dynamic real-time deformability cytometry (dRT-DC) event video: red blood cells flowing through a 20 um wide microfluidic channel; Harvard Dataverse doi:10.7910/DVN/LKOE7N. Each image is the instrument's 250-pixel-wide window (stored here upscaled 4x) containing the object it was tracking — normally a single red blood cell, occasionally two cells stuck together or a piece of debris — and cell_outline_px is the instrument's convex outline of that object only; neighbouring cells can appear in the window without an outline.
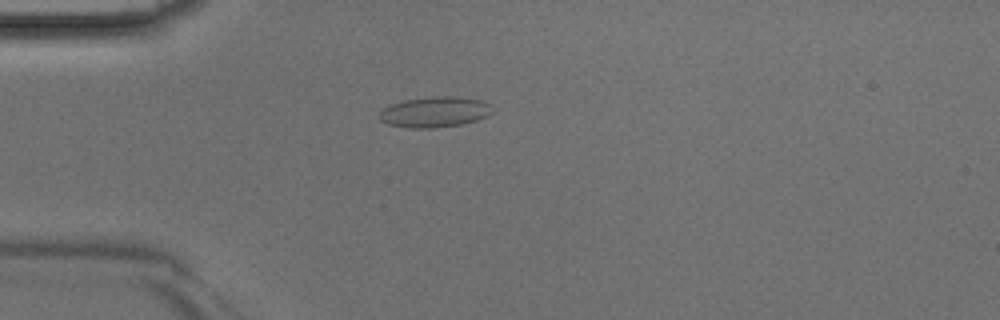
{"species": "Egyptian fruit bat (a non-hibernating species)", "species_latin": "Rousettus aegyptiacus", "temperature_condition": "room temperature", "stored_images_in_passage": 38, "camera_frame_rate_fps": 3000, "um_per_image_px": 0.085, "animal": {"sex": "male"}, "frame": {"image": 1, "passage_image": 6, "time_ms": 1.667, "image_size_px": [1000, 320], "cell_outline_px": [[492, 112], [488, 116], [476, 120], [460, 124], [428, 128], [408, 128], [388, 124], [380, 120], [380, 112], [384, 108], [392, 104], [404, 100], [432, 96], [452, 96], [484, 100], [492, 104]], "centroid_in_image_um": [36.99, 9.5], "position_along_channel_um": 48.0, "area_um2": 20.11}}
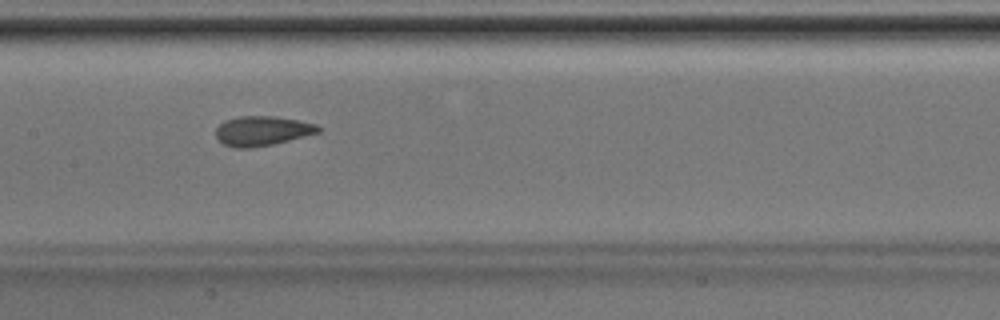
{"frame": {"image": 2, "passage_image": 16, "time_ms": 5.0, "image_size_px": [1000, 320], "cell_outline_px": [[320, 132], [272, 144], [252, 148], [236, 148], [224, 144], [216, 136], [216, 128], [224, 120], [240, 116], [276, 116], [316, 124], [320, 128]], "centroid_in_image_um": [22.26, 11.12], "position_along_channel_um": 185.1, "area_um2": 17.51}}
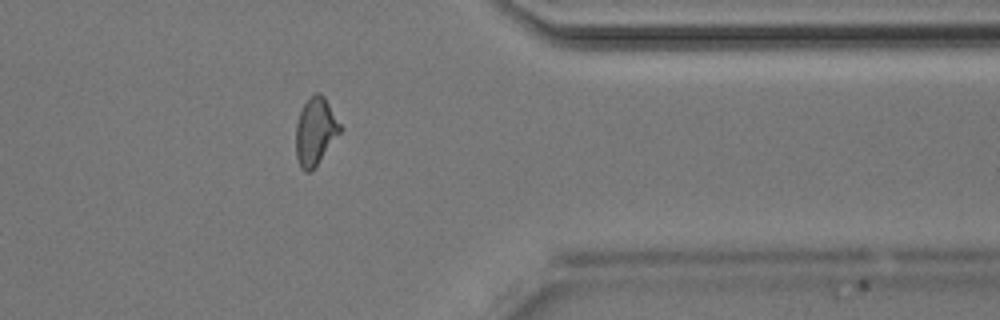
{"frame": {"image": 3, "passage_image": 30, "time_ms": 9.667, "image_size_px": [1000, 320], "cell_outline_px": [[344, 128], [312, 172], [304, 172], [300, 168], [296, 156], [296, 124], [300, 112], [304, 104], [316, 92], [320, 92], [324, 96]], "centroid_in_image_um": [26.83, 11.2], "position_along_channel_um": 384.6, "area_um2": 17.63}}